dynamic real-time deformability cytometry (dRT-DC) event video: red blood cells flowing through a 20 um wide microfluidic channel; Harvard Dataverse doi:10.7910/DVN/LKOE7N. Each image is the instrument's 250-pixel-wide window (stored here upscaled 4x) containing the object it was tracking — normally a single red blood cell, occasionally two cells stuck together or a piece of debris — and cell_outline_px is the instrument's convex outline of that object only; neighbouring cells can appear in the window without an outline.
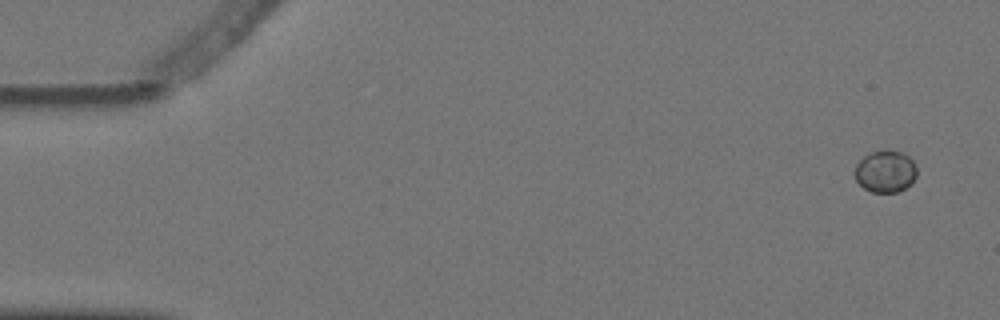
{"species": "Egyptian fruit bat (a non-hibernating species)", "species_latin": "Rousettus aegyptiacus", "temperature_condition": "warm", "stored_images_in_passage": 4, "camera_frame_rate_fps": 3000, "um_per_image_px": 0.085, "animal": {"sex": "female"}, "frame": {"image": 1, "passage_image": 1, "time_ms": 0.0, "image_size_px": [1000, 320], "cell_outline_px": [[916, 176], [912, 184], [896, 192], [872, 192], [864, 188], [856, 180], [856, 164], [864, 156], [880, 148], [884, 148], [900, 152], [908, 156], [912, 160], [916, 168]], "centroid_in_image_um": [75.27, 14.55], "position_along_channel_um": 9.7, "area_um2": 15.2}}
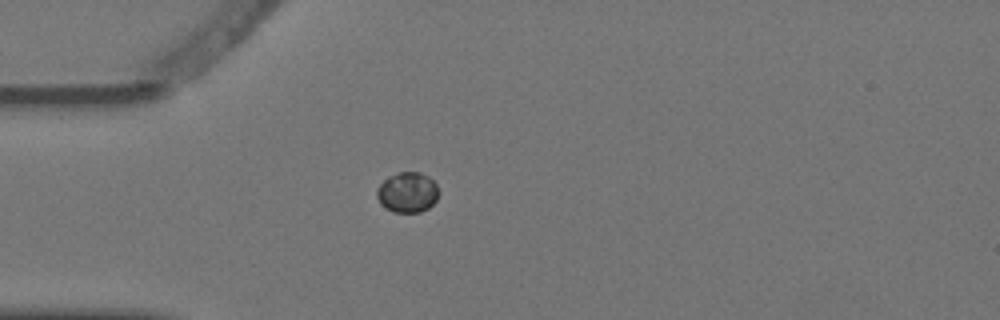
{"frame": {"image": 2, "passage_image": 4, "time_ms": 1.0, "image_size_px": [1000, 320], "cell_outline_px": [[440, 192], [436, 200], [428, 208], [420, 212], [392, 212], [380, 204], [376, 196], [376, 188], [388, 176], [396, 172], [420, 172], [428, 176], [436, 184]], "centroid_in_image_um": [34.62, 16.34], "position_along_channel_um": 50.4, "area_um2": 14.74}}